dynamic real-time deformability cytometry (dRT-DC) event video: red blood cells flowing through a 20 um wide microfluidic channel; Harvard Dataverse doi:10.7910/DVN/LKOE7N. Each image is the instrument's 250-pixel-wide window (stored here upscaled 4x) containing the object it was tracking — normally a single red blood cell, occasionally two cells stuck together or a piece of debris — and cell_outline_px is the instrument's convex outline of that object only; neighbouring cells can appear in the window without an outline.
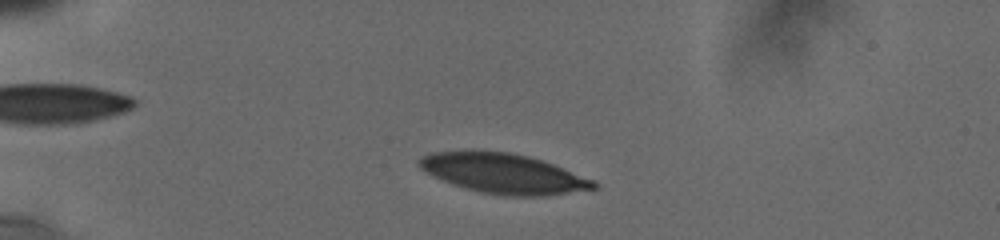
{"species": "human", "species_latin": "Homo sapiens", "temperature_condition": "cold", "stored_images_in_passage": 21, "camera_frame_rate_fps": 3000, "um_per_image_px": 0.085, "donor": {"sex": "male"}, "frame": {"image": 1, "passage_image": 6, "time_ms": 2.0, "image_size_px": [1000, 240], "cell_outline_px": [[596, 188], [548, 196], [504, 196], [480, 192], [452, 184], [420, 168], [416, 164], [416, 160], [432, 152], [476, 148], [508, 152], [528, 156], [552, 164], [596, 180]], "centroid_in_image_um": [42.76, 14.72], "position_along_channel_um": 42.2, "area_um2": 40.98}}
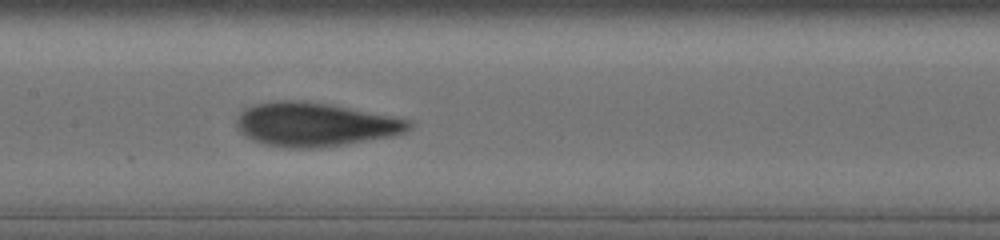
{"frame": {"image": 2, "passage_image": 18, "time_ms": 7.0, "image_size_px": [1000, 240], "cell_outline_px": [[412, 124], [404, 132], [392, 136], [320, 148], [288, 148], [264, 144], [252, 140], [244, 136], [236, 128], [236, 116], [244, 108], [252, 104], [276, 100], [304, 100], [332, 104], [412, 120]], "centroid_in_image_um": [26.7, 10.56], "position_along_channel_um": 180.7, "area_um2": 44.45}}
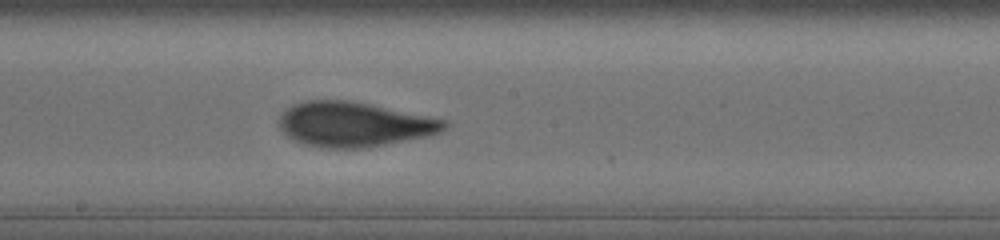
{"frame": {"image": 3, "passage_image": 21, "time_ms": 8.0, "image_size_px": [1000, 240], "cell_outline_px": [[448, 128], [440, 132], [424, 136], [368, 148], [320, 148], [304, 144], [292, 140], [280, 128], [280, 116], [292, 104], [304, 100], [352, 100], [448, 120]], "centroid_in_image_um": [30.09, 10.56], "position_along_channel_um": 218.1, "area_um2": 43.23}}